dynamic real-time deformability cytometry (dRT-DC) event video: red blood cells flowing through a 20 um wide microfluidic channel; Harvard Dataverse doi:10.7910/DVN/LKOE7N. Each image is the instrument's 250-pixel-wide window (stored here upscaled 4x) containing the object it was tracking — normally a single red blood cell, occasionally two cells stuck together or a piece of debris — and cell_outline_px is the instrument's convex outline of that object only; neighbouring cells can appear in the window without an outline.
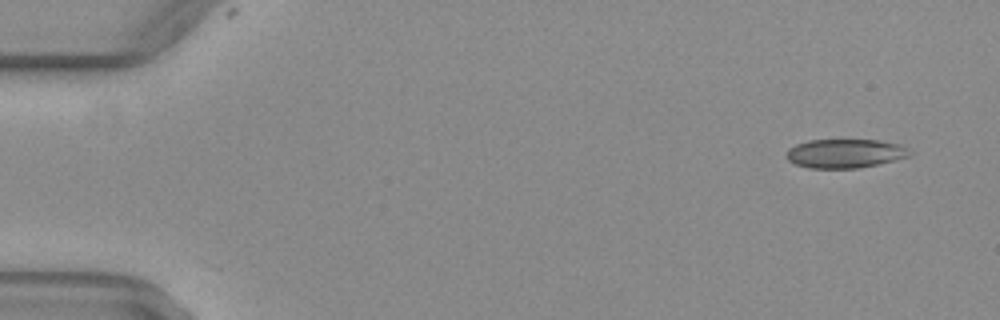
{"species": "common noctule bat (a hibernating species)", "species_latin": "Nyctalus noctula", "temperature_condition": "warm", "stored_images_in_passage": 50, "camera_frame_rate_fps": 3000, "um_per_image_px": 0.085, "animal": {"sex": "female", "body_mass_g": 29.2, "forearm_length_mm": 56.3}, "frame": {"image": 1, "passage_image": 4, "time_ms": 1.0, "image_size_px": [1000, 320], "cell_outline_px": [[912, 156], [876, 164], [856, 168], [808, 168], [796, 164], [788, 160], [788, 148], [796, 144], [808, 140], [880, 140], [900, 144], [912, 152]], "centroid_in_image_um": [71.85, 13.03], "position_along_channel_um": 13.2, "area_um2": 20.69}}
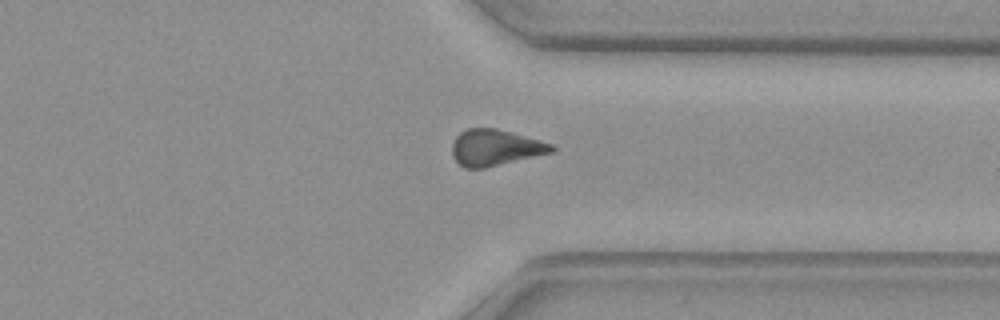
{"frame": {"image": 2, "passage_image": 40, "time_ms": 13.0, "image_size_px": [1000, 320], "cell_outline_px": [[556, 148], [552, 152], [484, 168], [464, 168], [452, 156], [452, 144], [456, 136], [460, 132], [468, 128], [496, 128], [512, 132], [540, 140], [552, 144]], "centroid_in_image_um": [42.07, 12.54], "position_along_channel_um": 369.3, "area_um2": 20.87}}
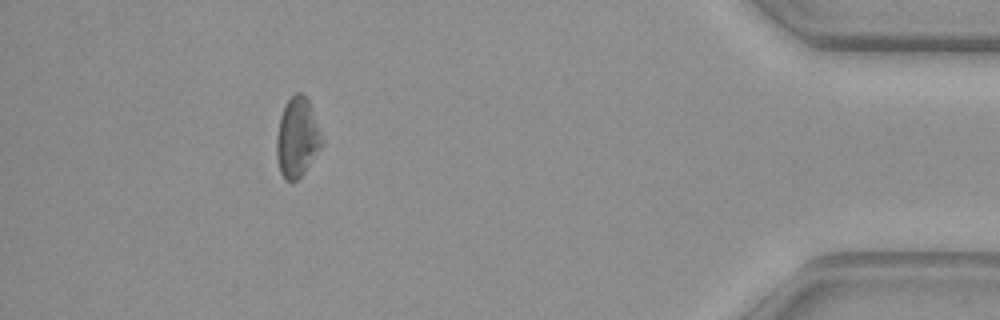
{"frame": {"image": 3, "passage_image": 47, "time_ms": 15.333, "image_size_px": [1000, 320], "cell_outline_px": [[324, 144], [304, 172], [292, 184], [284, 180], [280, 172], [276, 156], [276, 136], [280, 116], [288, 100], [296, 92], [300, 92], [308, 100], [312, 108], [324, 140]], "centroid_in_image_um": [25.26, 11.73], "position_along_channel_um": 409.9, "area_um2": 21.21}, "authors_computed_cell_mechanics": {"area_um2": 21.1548, "velocity_mm_per_s": 4.0983, "shape_relaxation_time_tau1_ms": null, "shape_relaxation_time_tau2_ms": 6.962, "deformation_change_tau1": null, "deformation_change_tau2": 0.1505}}